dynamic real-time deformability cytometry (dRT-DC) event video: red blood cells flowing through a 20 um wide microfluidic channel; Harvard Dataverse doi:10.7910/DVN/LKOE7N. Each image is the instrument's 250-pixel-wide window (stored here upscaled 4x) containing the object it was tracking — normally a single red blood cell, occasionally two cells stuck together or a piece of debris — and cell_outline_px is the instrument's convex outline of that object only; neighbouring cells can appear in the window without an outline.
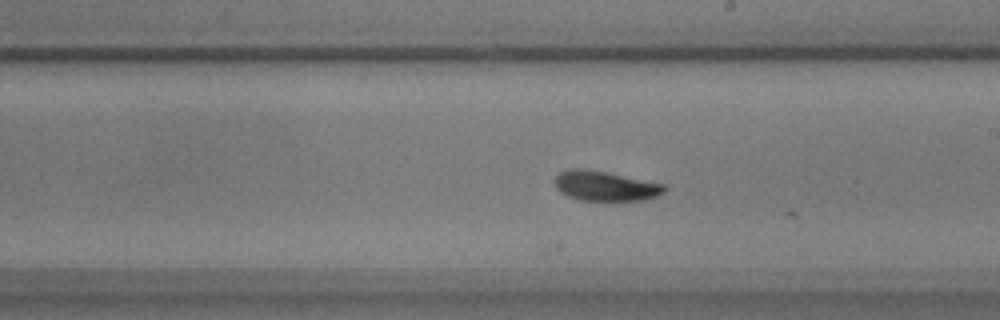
{"species": "common noctule bat (a hibernating species)", "species_latin": "Nyctalus noctula", "temperature_condition": "warm", "stored_images_in_passage": 25, "camera_frame_rate_fps": 3000, "um_per_image_px": 0.085, "animal": {"sex": "male", "body_mass_g": 17.9}, "frame": {"image": 1, "passage_image": 20, "time_ms": 6.333, "image_size_px": [1000, 320], "cell_outline_px": [[668, 188], [664, 192], [656, 196], [644, 200], [580, 200], [568, 196], [560, 192], [556, 188], [556, 176], [560, 172], [568, 168], [584, 168], [668, 184]], "centroid_in_image_um": [51.48, 15.8], "position_along_channel_um": 237.5, "area_um2": 19.13}}
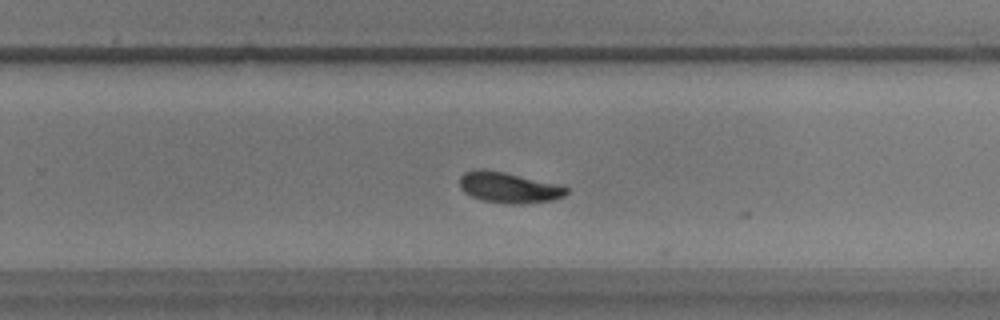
{"frame": {"image": 2, "passage_image": 24, "time_ms": 7.667, "image_size_px": [1000, 320], "cell_outline_px": [[568, 192], [564, 196], [552, 200], [520, 204], [508, 204], [484, 200], [472, 196], [464, 192], [460, 188], [460, 176], [464, 172], [476, 168], [484, 168], [564, 184], [568, 188]], "centroid_in_image_um": [43.28, 15.92], "position_along_channel_um": 286.5, "area_um2": 19.48}}